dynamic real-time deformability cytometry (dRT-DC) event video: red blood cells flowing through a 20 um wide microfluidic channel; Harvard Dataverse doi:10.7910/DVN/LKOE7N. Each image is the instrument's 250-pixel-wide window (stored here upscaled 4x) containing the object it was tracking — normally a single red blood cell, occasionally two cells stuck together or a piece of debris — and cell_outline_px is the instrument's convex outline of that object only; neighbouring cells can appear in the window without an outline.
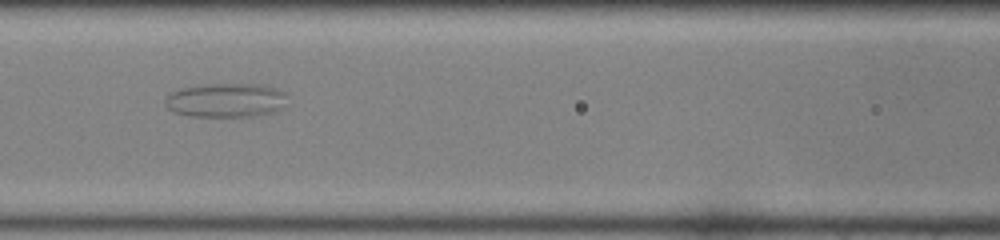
{"species": "common noctule bat (a hibernating species)", "species_latin": "Nyctalus noctula", "temperature_condition": "room temperature", "stored_images_in_passage": 45, "camera_frame_rate_fps": 3000, "um_per_image_px": 0.085, "animal": {"sex": "female", "body_mass_g": 22.0, "forearm_length_mm": 56.7}, "frame": {"image": 1, "passage_image": 18, "time_ms": 5.667, "image_size_px": [1000, 240], "cell_outline_px": [[284, 96], [276, 108], [268, 112], [252, 116], [192, 116], [176, 112], [168, 108], [164, 104], [164, 100], [172, 92], [180, 88], [200, 84], [264, 84], [284, 92]], "centroid_in_image_um": [19.07, 8.49], "position_along_channel_um": 147.5, "area_um2": 23.58}}
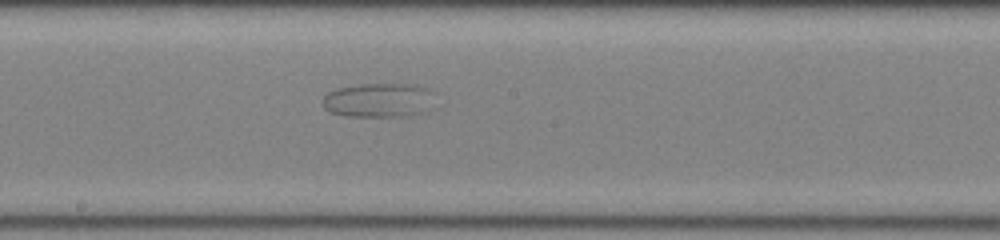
{"frame": {"image": 2, "passage_image": 23, "time_ms": 7.333, "image_size_px": [1000, 240], "cell_outline_px": [[428, 92], [416, 112], [400, 116], [348, 116], [332, 112], [324, 108], [324, 96], [328, 92], [336, 88], [360, 84], [416, 84], [424, 88]], "centroid_in_image_um": [31.91, 8.48], "position_along_channel_um": 216.3, "area_um2": 20.75}}
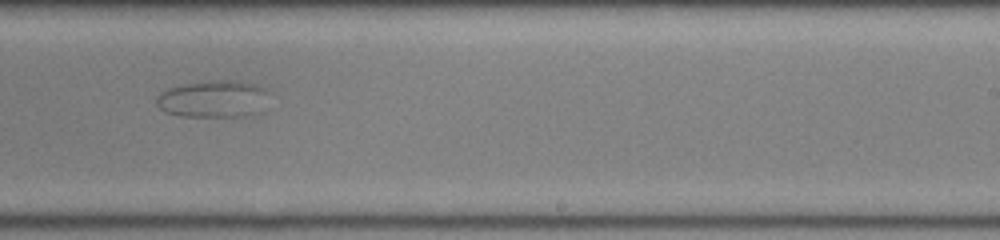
{"frame": {"image": 3, "passage_image": 27, "time_ms": 8.667, "image_size_px": [1000, 240], "cell_outline_px": [[264, 88], [244, 116], [180, 116], [168, 112], [160, 108], [156, 104], [156, 96], [160, 92], [168, 88], [208, 80], [240, 80], [256, 84]], "centroid_in_image_um": [17.84, 8.37], "position_along_channel_um": 271.2, "area_um2": 22.54}}